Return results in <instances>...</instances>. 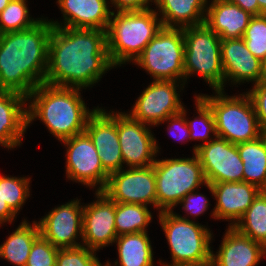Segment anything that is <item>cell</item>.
I'll use <instances>...</instances> for the list:
<instances>
[{"label": "cell", "instance_id": "6da1fadb", "mask_svg": "<svg viewBox=\"0 0 266 266\" xmlns=\"http://www.w3.org/2000/svg\"><path fill=\"white\" fill-rule=\"evenodd\" d=\"M112 68L106 30L52 28L44 83L78 89L91 88Z\"/></svg>", "mask_w": 266, "mask_h": 266}, {"label": "cell", "instance_id": "7a4b0ae2", "mask_svg": "<svg viewBox=\"0 0 266 266\" xmlns=\"http://www.w3.org/2000/svg\"><path fill=\"white\" fill-rule=\"evenodd\" d=\"M52 28L41 17L32 28L0 35V90L27 97L44 83Z\"/></svg>", "mask_w": 266, "mask_h": 266}, {"label": "cell", "instance_id": "3957f363", "mask_svg": "<svg viewBox=\"0 0 266 266\" xmlns=\"http://www.w3.org/2000/svg\"><path fill=\"white\" fill-rule=\"evenodd\" d=\"M82 89L38 85L28 96V126L37 118L59 141L84 132L88 118L97 108L90 110L81 97Z\"/></svg>", "mask_w": 266, "mask_h": 266}, {"label": "cell", "instance_id": "277c9868", "mask_svg": "<svg viewBox=\"0 0 266 266\" xmlns=\"http://www.w3.org/2000/svg\"><path fill=\"white\" fill-rule=\"evenodd\" d=\"M115 12L111 13L106 40L110 61L116 68L133 63L163 25L156 9Z\"/></svg>", "mask_w": 266, "mask_h": 266}, {"label": "cell", "instance_id": "5b68a950", "mask_svg": "<svg viewBox=\"0 0 266 266\" xmlns=\"http://www.w3.org/2000/svg\"><path fill=\"white\" fill-rule=\"evenodd\" d=\"M212 110L216 134L232 144L259 138L262 130L250 96L247 93L229 96L224 91L215 95H198Z\"/></svg>", "mask_w": 266, "mask_h": 266}, {"label": "cell", "instance_id": "8992f818", "mask_svg": "<svg viewBox=\"0 0 266 266\" xmlns=\"http://www.w3.org/2000/svg\"><path fill=\"white\" fill-rule=\"evenodd\" d=\"M159 223L164 231L171 251L172 263L162 266H187L200 264L211 259L212 235L210 229L172 211H162Z\"/></svg>", "mask_w": 266, "mask_h": 266}, {"label": "cell", "instance_id": "52a82bcc", "mask_svg": "<svg viewBox=\"0 0 266 266\" xmlns=\"http://www.w3.org/2000/svg\"><path fill=\"white\" fill-rule=\"evenodd\" d=\"M184 83L193 74L199 75L214 91H224V70L221 60V39L205 23L183 28Z\"/></svg>", "mask_w": 266, "mask_h": 266}, {"label": "cell", "instance_id": "ba28073f", "mask_svg": "<svg viewBox=\"0 0 266 266\" xmlns=\"http://www.w3.org/2000/svg\"><path fill=\"white\" fill-rule=\"evenodd\" d=\"M153 165L159 213L172 211L187 194L207 184L195 153L192 158L156 159Z\"/></svg>", "mask_w": 266, "mask_h": 266}, {"label": "cell", "instance_id": "9c48e42d", "mask_svg": "<svg viewBox=\"0 0 266 266\" xmlns=\"http://www.w3.org/2000/svg\"><path fill=\"white\" fill-rule=\"evenodd\" d=\"M184 50L183 29L162 27L134 63L154 80L184 82Z\"/></svg>", "mask_w": 266, "mask_h": 266}, {"label": "cell", "instance_id": "30bf717a", "mask_svg": "<svg viewBox=\"0 0 266 266\" xmlns=\"http://www.w3.org/2000/svg\"><path fill=\"white\" fill-rule=\"evenodd\" d=\"M61 142L66 147V178L93 189L98 185L96 192H102L109 173L103 168L89 135L84 131Z\"/></svg>", "mask_w": 266, "mask_h": 266}, {"label": "cell", "instance_id": "8fae6325", "mask_svg": "<svg viewBox=\"0 0 266 266\" xmlns=\"http://www.w3.org/2000/svg\"><path fill=\"white\" fill-rule=\"evenodd\" d=\"M180 84V86H179ZM184 82L153 80L142 91L128 113L143 124L156 127L167 117L179 114L184 107L177 90H184ZM180 89H177L179 88Z\"/></svg>", "mask_w": 266, "mask_h": 266}, {"label": "cell", "instance_id": "7c38bea8", "mask_svg": "<svg viewBox=\"0 0 266 266\" xmlns=\"http://www.w3.org/2000/svg\"><path fill=\"white\" fill-rule=\"evenodd\" d=\"M127 169L109 174L102 192L116 203L152 204L157 209L154 165Z\"/></svg>", "mask_w": 266, "mask_h": 266}, {"label": "cell", "instance_id": "4fadbf2b", "mask_svg": "<svg viewBox=\"0 0 266 266\" xmlns=\"http://www.w3.org/2000/svg\"><path fill=\"white\" fill-rule=\"evenodd\" d=\"M146 125L133 119L128 112H117V132L123 165L126 163L129 168L153 165L160 152L150 126Z\"/></svg>", "mask_w": 266, "mask_h": 266}, {"label": "cell", "instance_id": "5bb4252c", "mask_svg": "<svg viewBox=\"0 0 266 266\" xmlns=\"http://www.w3.org/2000/svg\"><path fill=\"white\" fill-rule=\"evenodd\" d=\"M203 168L207 183L243 181V162L237 145L216 136L200 145L195 153Z\"/></svg>", "mask_w": 266, "mask_h": 266}, {"label": "cell", "instance_id": "9a60e30c", "mask_svg": "<svg viewBox=\"0 0 266 266\" xmlns=\"http://www.w3.org/2000/svg\"><path fill=\"white\" fill-rule=\"evenodd\" d=\"M80 200L53 208L38 223L40 235L59 249L82 246L83 207ZM79 237V238H78Z\"/></svg>", "mask_w": 266, "mask_h": 266}, {"label": "cell", "instance_id": "2e32d148", "mask_svg": "<svg viewBox=\"0 0 266 266\" xmlns=\"http://www.w3.org/2000/svg\"><path fill=\"white\" fill-rule=\"evenodd\" d=\"M96 201L83 207L82 245L99 251L118 237L115 230V202L103 192H95Z\"/></svg>", "mask_w": 266, "mask_h": 266}, {"label": "cell", "instance_id": "e0dca14e", "mask_svg": "<svg viewBox=\"0 0 266 266\" xmlns=\"http://www.w3.org/2000/svg\"><path fill=\"white\" fill-rule=\"evenodd\" d=\"M98 151L103 168L109 173L122 169L123 159L117 132V111H105L97 106L88 118L84 130Z\"/></svg>", "mask_w": 266, "mask_h": 266}, {"label": "cell", "instance_id": "ac0fdd59", "mask_svg": "<svg viewBox=\"0 0 266 266\" xmlns=\"http://www.w3.org/2000/svg\"><path fill=\"white\" fill-rule=\"evenodd\" d=\"M220 53L224 86L230 80L232 85L246 82H253L255 85L266 78L265 63L249 51L243 38L221 39Z\"/></svg>", "mask_w": 266, "mask_h": 266}, {"label": "cell", "instance_id": "d6986e66", "mask_svg": "<svg viewBox=\"0 0 266 266\" xmlns=\"http://www.w3.org/2000/svg\"><path fill=\"white\" fill-rule=\"evenodd\" d=\"M216 200L211 217L230 221L233 227L262 191L247 182H220L205 185Z\"/></svg>", "mask_w": 266, "mask_h": 266}, {"label": "cell", "instance_id": "ffe728a7", "mask_svg": "<svg viewBox=\"0 0 266 266\" xmlns=\"http://www.w3.org/2000/svg\"><path fill=\"white\" fill-rule=\"evenodd\" d=\"M56 2L64 20L63 23L49 20L53 27L107 30L112 13L108 0H57Z\"/></svg>", "mask_w": 266, "mask_h": 266}, {"label": "cell", "instance_id": "44dd1931", "mask_svg": "<svg viewBox=\"0 0 266 266\" xmlns=\"http://www.w3.org/2000/svg\"><path fill=\"white\" fill-rule=\"evenodd\" d=\"M26 102L21 93L0 90V146L13 149L22 144L28 128Z\"/></svg>", "mask_w": 266, "mask_h": 266}, {"label": "cell", "instance_id": "7402d4cb", "mask_svg": "<svg viewBox=\"0 0 266 266\" xmlns=\"http://www.w3.org/2000/svg\"><path fill=\"white\" fill-rule=\"evenodd\" d=\"M266 256V248L228 226L221 245L211 259L216 266H256Z\"/></svg>", "mask_w": 266, "mask_h": 266}, {"label": "cell", "instance_id": "603a6c76", "mask_svg": "<svg viewBox=\"0 0 266 266\" xmlns=\"http://www.w3.org/2000/svg\"><path fill=\"white\" fill-rule=\"evenodd\" d=\"M209 5V6H208ZM253 15L227 0L207 2L205 24L220 39L243 38Z\"/></svg>", "mask_w": 266, "mask_h": 266}, {"label": "cell", "instance_id": "cb8c5ba5", "mask_svg": "<svg viewBox=\"0 0 266 266\" xmlns=\"http://www.w3.org/2000/svg\"><path fill=\"white\" fill-rule=\"evenodd\" d=\"M207 0H155L163 27L186 28L205 23Z\"/></svg>", "mask_w": 266, "mask_h": 266}, {"label": "cell", "instance_id": "d4e9b609", "mask_svg": "<svg viewBox=\"0 0 266 266\" xmlns=\"http://www.w3.org/2000/svg\"><path fill=\"white\" fill-rule=\"evenodd\" d=\"M114 243L118 259L113 266H154L153 248L148 232L119 235Z\"/></svg>", "mask_w": 266, "mask_h": 266}, {"label": "cell", "instance_id": "484cf974", "mask_svg": "<svg viewBox=\"0 0 266 266\" xmlns=\"http://www.w3.org/2000/svg\"><path fill=\"white\" fill-rule=\"evenodd\" d=\"M40 236L37 221L22 220L20 225L0 245V258L15 266H26L31 247Z\"/></svg>", "mask_w": 266, "mask_h": 266}, {"label": "cell", "instance_id": "4316f807", "mask_svg": "<svg viewBox=\"0 0 266 266\" xmlns=\"http://www.w3.org/2000/svg\"><path fill=\"white\" fill-rule=\"evenodd\" d=\"M243 162V181L266 191V146L262 136L236 144Z\"/></svg>", "mask_w": 266, "mask_h": 266}, {"label": "cell", "instance_id": "83f0119b", "mask_svg": "<svg viewBox=\"0 0 266 266\" xmlns=\"http://www.w3.org/2000/svg\"><path fill=\"white\" fill-rule=\"evenodd\" d=\"M233 227L266 248V191L258 194Z\"/></svg>", "mask_w": 266, "mask_h": 266}, {"label": "cell", "instance_id": "f1b7e54d", "mask_svg": "<svg viewBox=\"0 0 266 266\" xmlns=\"http://www.w3.org/2000/svg\"><path fill=\"white\" fill-rule=\"evenodd\" d=\"M152 219V213L146 205L115 202V230L117 236L148 232L146 229Z\"/></svg>", "mask_w": 266, "mask_h": 266}, {"label": "cell", "instance_id": "f546056e", "mask_svg": "<svg viewBox=\"0 0 266 266\" xmlns=\"http://www.w3.org/2000/svg\"><path fill=\"white\" fill-rule=\"evenodd\" d=\"M195 102L198 116L193 120H188L186 117V122L190 130V139L202 140L204 142L194 145L193 154L196 153V149L200 145L207 144L217 136L212 110L198 95H195ZM210 133L213 134V137Z\"/></svg>", "mask_w": 266, "mask_h": 266}, {"label": "cell", "instance_id": "4dcf8cb0", "mask_svg": "<svg viewBox=\"0 0 266 266\" xmlns=\"http://www.w3.org/2000/svg\"><path fill=\"white\" fill-rule=\"evenodd\" d=\"M26 2L27 0H11L0 13V35L32 28L40 21L41 18L35 20L30 17Z\"/></svg>", "mask_w": 266, "mask_h": 266}, {"label": "cell", "instance_id": "1f68e13d", "mask_svg": "<svg viewBox=\"0 0 266 266\" xmlns=\"http://www.w3.org/2000/svg\"><path fill=\"white\" fill-rule=\"evenodd\" d=\"M30 179L0 175L1 196L16 215L30 196Z\"/></svg>", "mask_w": 266, "mask_h": 266}, {"label": "cell", "instance_id": "d6a6232c", "mask_svg": "<svg viewBox=\"0 0 266 266\" xmlns=\"http://www.w3.org/2000/svg\"><path fill=\"white\" fill-rule=\"evenodd\" d=\"M249 51L266 62V14L253 16L243 36Z\"/></svg>", "mask_w": 266, "mask_h": 266}, {"label": "cell", "instance_id": "836d02e7", "mask_svg": "<svg viewBox=\"0 0 266 266\" xmlns=\"http://www.w3.org/2000/svg\"><path fill=\"white\" fill-rule=\"evenodd\" d=\"M55 266H104L96 251L85 246L59 249Z\"/></svg>", "mask_w": 266, "mask_h": 266}, {"label": "cell", "instance_id": "e575fe53", "mask_svg": "<svg viewBox=\"0 0 266 266\" xmlns=\"http://www.w3.org/2000/svg\"><path fill=\"white\" fill-rule=\"evenodd\" d=\"M59 248L41 235L34 241L26 266H55Z\"/></svg>", "mask_w": 266, "mask_h": 266}, {"label": "cell", "instance_id": "d590c367", "mask_svg": "<svg viewBox=\"0 0 266 266\" xmlns=\"http://www.w3.org/2000/svg\"><path fill=\"white\" fill-rule=\"evenodd\" d=\"M254 105L262 132L266 131V78L246 92Z\"/></svg>", "mask_w": 266, "mask_h": 266}, {"label": "cell", "instance_id": "8d00e7d4", "mask_svg": "<svg viewBox=\"0 0 266 266\" xmlns=\"http://www.w3.org/2000/svg\"><path fill=\"white\" fill-rule=\"evenodd\" d=\"M186 113V108L183 107L179 114L167 117L164 121L159 123V125L168 121L167 129L170 135L173 136L175 140L177 139V141L180 140L182 142L186 139L187 142H189L191 139L189 135L190 130L186 122Z\"/></svg>", "mask_w": 266, "mask_h": 266}, {"label": "cell", "instance_id": "74e56055", "mask_svg": "<svg viewBox=\"0 0 266 266\" xmlns=\"http://www.w3.org/2000/svg\"><path fill=\"white\" fill-rule=\"evenodd\" d=\"M196 191L190 192L178 203L188 215L195 217L204 214L211 205L205 195L198 193V189Z\"/></svg>", "mask_w": 266, "mask_h": 266}, {"label": "cell", "instance_id": "f35d334b", "mask_svg": "<svg viewBox=\"0 0 266 266\" xmlns=\"http://www.w3.org/2000/svg\"><path fill=\"white\" fill-rule=\"evenodd\" d=\"M151 2L155 4V0H110V4L114 6L117 12L120 11H140L150 9L149 6Z\"/></svg>", "mask_w": 266, "mask_h": 266}, {"label": "cell", "instance_id": "ab89813d", "mask_svg": "<svg viewBox=\"0 0 266 266\" xmlns=\"http://www.w3.org/2000/svg\"><path fill=\"white\" fill-rule=\"evenodd\" d=\"M230 3L238 5L241 9L253 16L259 15V4L257 0H227Z\"/></svg>", "mask_w": 266, "mask_h": 266}, {"label": "cell", "instance_id": "60d3db41", "mask_svg": "<svg viewBox=\"0 0 266 266\" xmlns=\"http://www.w3.org/2000/svg\"><path fill=\"white\" fill-rule=\"evenodd\" d=\"M15 217L16 214L9 208L6 201L3 200L0 191V225L2 226L6 222L12 224Z\"/></svg>", "mask_w": 266, "mask_h": 266}, {"label": "cell", "instance_id": "b9f144b4", "mask_svg": "<svg viewBox=\"0 0 266 266\" xmlns=\"http://www.w3.org/2000/svg\"><path fill=\"white\" fill-rule=\"evenodd\" d=\"M259 4V15L266 14V0H257Z\"/></svg>", "mask_w": 266, "mask_h": 266}, {"label": "cell", "instance_id": "7bdbcfd3", "mask_svg": "<svg viewBox=\"0 0 266 266\" xmlns=\"http://www.w3.org/2000/svg\"><path fill=\"white\" fill-rule=\"evenodd\" d=\"M11 0H0V13L7 7Z\"/></svg>", "mask_w": 266, "mask_h": 266}, {"label": "cell", "instance_id": "ee69618b", "mask_svg": "<svg viewBox=\"0 0 266 266\" xmlns=\"http://www.w3.org/2000/svg\"><path fill=\"white\" fill-rule=\"evenodd\" d=\"M261 136H262L264 143H265V146H266V131L262 132Z\"/></svg>", "mask_w": 266, "mask_h": 266}, {"label": "cell", "instance_id": "f6af8a7d", "mask_svg": "<svg viewBox=\"0 0 266 266\" xmlns=\"http://www.w3.org/2000/svg\"><path fill=\"white\" fill-rule=\"evenodd\" d=\"M110 261L105 262L104 266H112Z\"/></svg>", "mask_w": 266, "mask_h": 266}]
</instances>
